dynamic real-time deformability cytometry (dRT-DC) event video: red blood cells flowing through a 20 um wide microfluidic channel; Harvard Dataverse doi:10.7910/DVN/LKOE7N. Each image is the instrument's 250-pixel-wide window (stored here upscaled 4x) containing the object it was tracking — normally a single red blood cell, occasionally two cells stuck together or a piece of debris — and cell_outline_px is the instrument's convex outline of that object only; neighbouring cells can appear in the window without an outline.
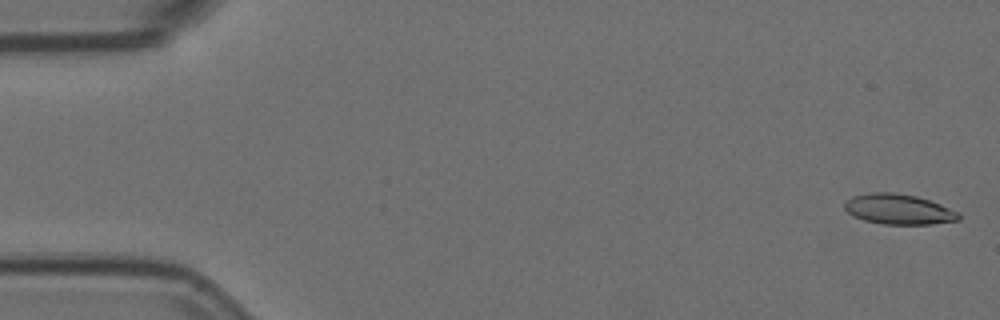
{"species": "Egyptian fruit bat (a non-hibernating species)", "species_latin": "Rousettus aegyptiacus", "temperature_condition": "room temperature", "stored_images_in_passage": 5, "camera_frame_rate_fps": 3000, "um_per_image_px": 0.085, "animal": {"sex": "female"}, "frame": {"image": 1, "passage_image": 1, "time_ms": 0.0, "image_size_px": [1000, 320], "cell_outline_px": [[960, 220], [932, 224], [884, 224], [864, 220], [852, 216], [844, 208], [844, 200], [852, 196], [868, 192], [896, 192], [916, 196], [940, 204], [960, 212]], "centroid_in_image_um": [76.36, 17.77], "position_along_channel_um": 8.6, "area_um2": 20.35}}